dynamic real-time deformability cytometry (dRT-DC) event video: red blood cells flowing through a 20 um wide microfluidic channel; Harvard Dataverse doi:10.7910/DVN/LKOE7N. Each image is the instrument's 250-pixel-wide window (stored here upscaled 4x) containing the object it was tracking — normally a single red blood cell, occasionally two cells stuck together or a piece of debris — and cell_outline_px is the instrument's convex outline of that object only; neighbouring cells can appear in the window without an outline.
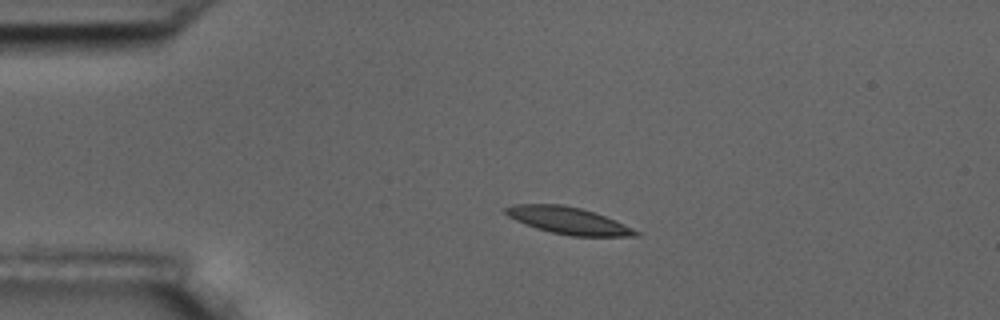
{"species": "common noctule bat (a hibernating species)", "species_latin": "Nyctalus noctula", "temperature_condition": "room temperature", "stored_images_in_passage": 2, "camera_frame_rate_fps": 3000, "um_per_image_px": 0.085, "animal": {"sex": "male", "body_mass_g": 17.5, "forearm_length_mm": 52.3}, "frame": {"image": 1, "passage_image": 1, "time_ms": 0.0, "image_size_px": [1000, 320], "cell_outline_px": [[640, 236], [572, 236], [552, 232], [536, 228], [524, 224], [508, 216], [504, 212], [504, 208], [512, 204], [560, 204], [580, 208], [604, 216], [624, 224], [640, 232]], "centroid_in_image_um": [48.27, 18.75], "position_along_channel_um": 36.7, "area_um2": 20.23}}